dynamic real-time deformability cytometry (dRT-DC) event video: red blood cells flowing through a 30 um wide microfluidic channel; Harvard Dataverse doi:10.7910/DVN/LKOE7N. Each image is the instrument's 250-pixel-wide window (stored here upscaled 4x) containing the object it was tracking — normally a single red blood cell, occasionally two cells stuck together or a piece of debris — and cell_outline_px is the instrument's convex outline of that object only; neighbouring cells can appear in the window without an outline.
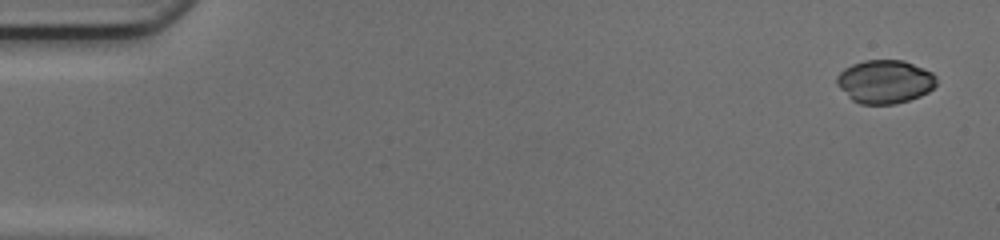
{"species": "common noctule bat (a hibernating species)", "species_latin": "Nyctalus noctula", "temperature_condition": "cold", "stored_images_in_passage": 48, "camera_frame_rate_fps": 3000, "um_per_image_px": 0.085, "animal": {"sex": "female", "body_mass_g": 17.0, "forearm_length_mm": 48.0}, "frame": {"image": 1, "passage_image": 1, "time_ms": 0.0, "image_size_px": [1000, 240], "cell_outline_px": [[936, 84], [928, 92], [920, 96], [896, 104], [860, 104], [852, 100], [836, 84], [836, 76], [844, 68], [852, 64], [864, 60], [904, 60], [932, 72], [936, 76]], "centroid_in_image_um": [75.2, 6.94], "position_along_channel_um": 9.8, "area_um2": 25.26}}
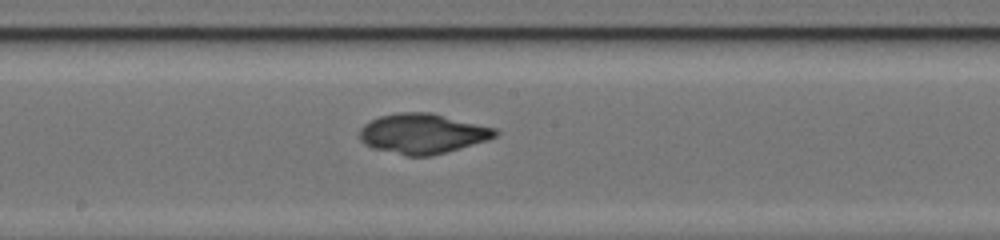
{"frame": {"image": 2, "passage_image": 26, "time_ms": 8.333, "image_size_px": [1000, 240], "cell_outline_px": [[500, 132], [496, 136], [488, 140], [432, 156], [408, 156], [372, 148], [364, 144], [360, 140], [360, 128], [364, 124], [380, 116], [396, 112], [432, 112], [496, 128]], "centroid_in_image_um": [35.93, 11.35], "position_along_channel_um": 212.3, "area_um2": 31.79}}
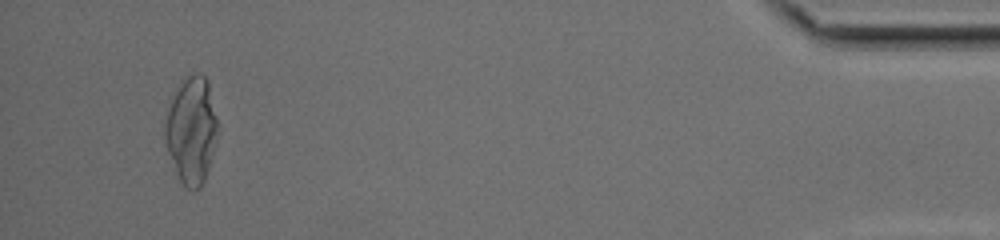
{"frame": {"image": 3, "passage_image": 46, "time_ms": 15.0, "image_size_px": [1000, 240], "cell_outline_px": [[216, 140], [208, 168], [204, 180], [200, 188], [192, 192], [180, 180], [176, 172], [168, 152], [164, 140], [164, 124], [168, 108], [184, 76], [196, 72], [200, 72], [208, 80], [216, 116]], "centroid_in_image_um": [16.26, 11.05], "position_along_channel_um": 418.9, "area_um2": 32.48}}